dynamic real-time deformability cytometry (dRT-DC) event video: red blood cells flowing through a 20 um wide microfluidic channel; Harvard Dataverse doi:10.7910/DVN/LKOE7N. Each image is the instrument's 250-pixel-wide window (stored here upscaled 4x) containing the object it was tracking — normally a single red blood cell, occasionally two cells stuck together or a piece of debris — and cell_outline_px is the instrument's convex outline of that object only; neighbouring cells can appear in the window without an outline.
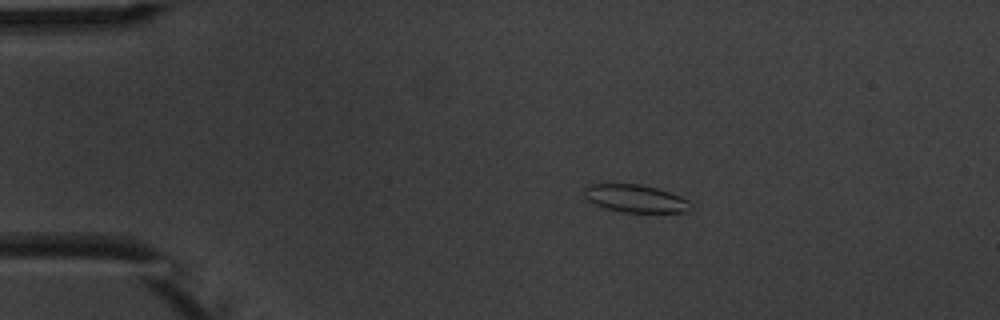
{"species": "common noctule bat (a hibernating species)", "species_latin": "Nyctalus noctula", "temperature_condition": "warm", "stored_images_in_passage": 4, "camera_frame_rate_fps": 3000, "um_per_image_px": 0.085, "animal": {"sex": "male", "body_mass_g": 20.1, "forearm_length_mm": 53.5}, "frame": {"image": 1, "passage_image": 1, "time_ms": 0.0, "image_size_px": [1000, 320], "cell_outline_px": [[692, 208], [688, 212], [624, 212], [608, 208], [596, 204], [588, 200], [584, 196], [584, 188], [588, 184], [640, 184], [656, 188], [680, 196], [688, 200], [692, 204]], "centroid_in_image_um": [54.03, 16.87], "position_along_channel_um": 31.0, "area_um2": 17.05}}
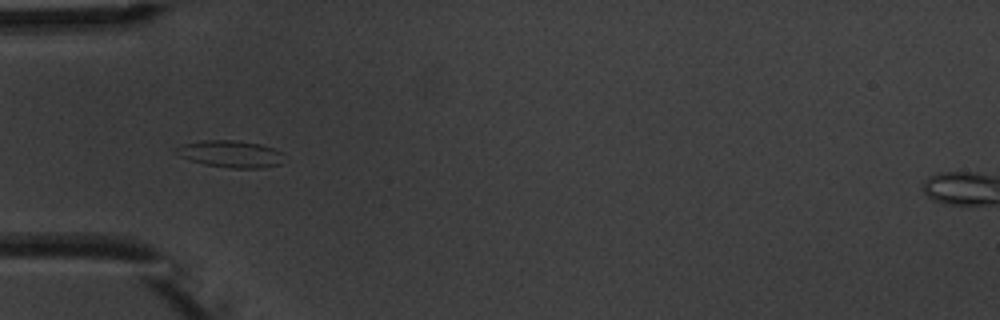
{"frame": {"image": 2, "passage_image": 3, "time_ms": 2.333, "image_size_px": [1000, 320], "cell_outline_px": [[284, 152], [280, 164], [260, 168], [228, 168], [204, 164], [180, 156], [172, 152], [176, 148], [184, 144], [204, 140], [236, 140], [260, 144]], "centroid_in_image_um": [19.6, 13.08], "position_along_channel_um": 65.4, "area_um2": 16.88}}
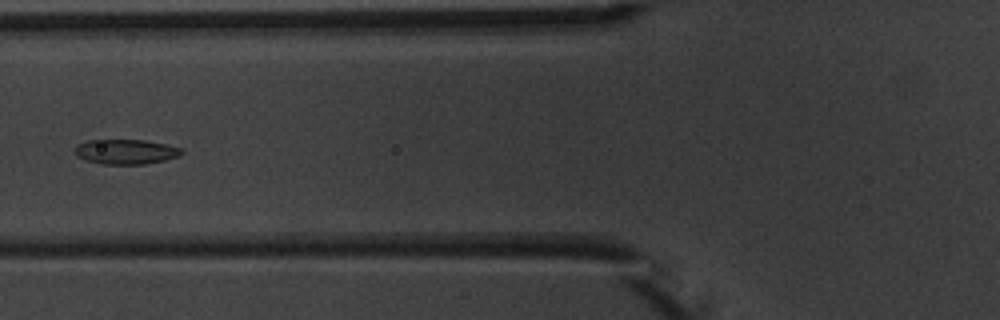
{"frame": {"image": 3, "passage_image": 4, "time_ms": 3.667, "image_size_px": [1000, 320], "cell_outline_px": [[184, 152], [180, 156], [164, 160], [144, 164], [100, 164], [84, 160], [76, 156], [76, 144], [88, 140], [144, 140], [168, 144], [184, 148]], "centroid_in_image_um": [10.72, 12.89], "position_along_channel_um": 115.1, "area_um2": 15.66}}